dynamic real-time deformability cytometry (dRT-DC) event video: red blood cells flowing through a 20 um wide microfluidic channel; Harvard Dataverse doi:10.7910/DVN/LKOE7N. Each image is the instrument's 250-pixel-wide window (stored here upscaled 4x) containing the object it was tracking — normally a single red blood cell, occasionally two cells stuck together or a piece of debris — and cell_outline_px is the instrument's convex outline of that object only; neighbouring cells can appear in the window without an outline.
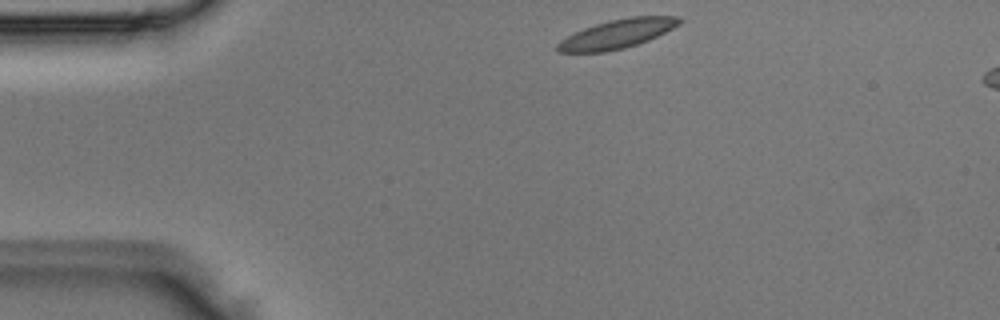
{"species": "Egyptian fruit bat (a non-hibernating species)", "species_latin": "Rousettus aegyptiacus", "temperature_condition": "room temperature", "stored_images_in_passage": 3, "camera_frame_rate_fps": 3000, "um_per_image_px": 0.085, "animal": {"sex": "male"}, "frame": {"image": 1, "passage_image": 3, "time_ms": 0.667, "image_size_px": [1000, 320], "cell_outline_px": [[684, 20], [680, 24], [648, 40], [624, 48], [604, 52], [556, 52], [556, 44], [560, 40], [584, 28], [596, 24], [612, 20], [632, 16], [680, 16]], "centroid_in_image_um": [52.47, 2.88], "position_along_channel_um": 32.5, "area_um2": 20.35}}